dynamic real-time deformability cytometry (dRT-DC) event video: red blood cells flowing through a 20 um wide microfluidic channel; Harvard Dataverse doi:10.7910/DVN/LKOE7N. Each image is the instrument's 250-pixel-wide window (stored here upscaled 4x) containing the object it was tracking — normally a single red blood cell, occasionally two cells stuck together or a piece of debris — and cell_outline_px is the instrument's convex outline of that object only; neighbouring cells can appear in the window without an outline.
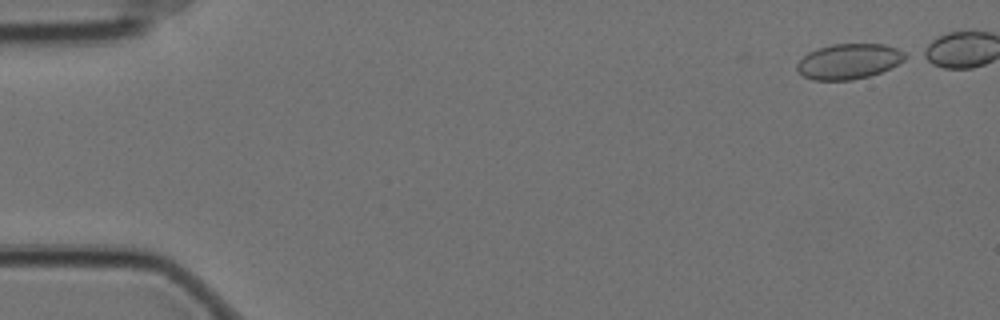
{"species": "Egyptian fruit bat (a non-hibernating species)", "species_latin": "Rousettus aegyptiacus", "temperature_condition": "cold", "stored_images_in_passage": 44, "camera_frame_rate_fps": 3000, "um_per_image_px": 0.085, "animal": {"sex": "female"}, "frame": {"image": 1, "passage_image": 1, "time_ms": 0.0, "image_size_px": [1000, 320], "cell_outline_px": [[912, 56], [880, 72], [868, 76], [852, 80], [812, 80], [804, 76], [796, 68], [796, 64], [808, 52], [832, 44], [884, 44], [896, 48]], "centroid_in_image_um": [72.16, 5.21], "position_along_channel_um": 12.8, "area_um2": 22.14}}
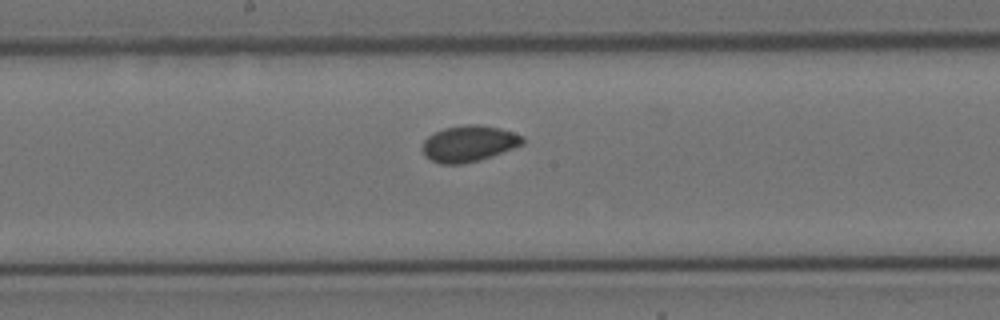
{"frame": {"image": 2, "passage_image": 28, "time_ms": 9.0, "image_size_px": [1000, 320], "cell_outline_px": [[524, 144], [492, 156], [480, 160], [464, 164], [440, 164], [424, 156], [420, 148], [424, 140], [428, 136], [444, 128], [464, 124], [480, 124], [500, 128], [524, 136]], "centroid_in_image_um": [39.84, 12.21], "position_along_channel_um": 208.4, "area_um2": 21.39}}
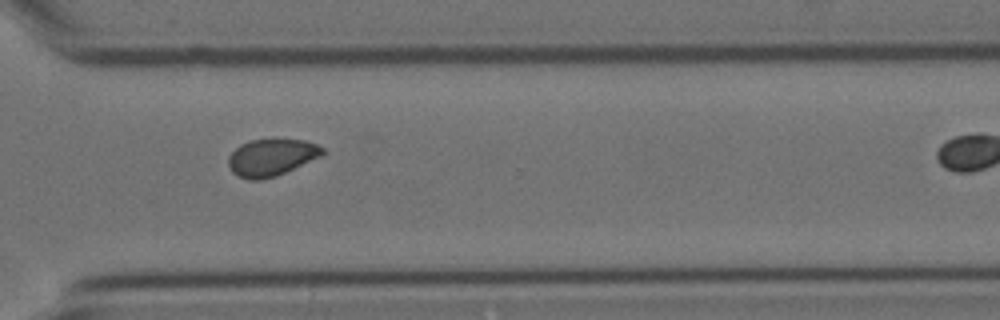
{"frame": {"image": 3, "passage_image": 40, "time_ms": 13.0, "image_size_px": [1000, 320], "cell_outline_px": [[328, 152], [320, 156], [276, 176], [260, 180], [248, 180], [236, 176], [232, 172], [228, 164], [228, 156], [240, 144], [248, 140], [272, 136], [304, 140], [316, 144], [324, 148]], "centroid_in_image_um": [23.05, 13.33], "position_along_channel_um": 347.5, "area_um2": 21.04}}